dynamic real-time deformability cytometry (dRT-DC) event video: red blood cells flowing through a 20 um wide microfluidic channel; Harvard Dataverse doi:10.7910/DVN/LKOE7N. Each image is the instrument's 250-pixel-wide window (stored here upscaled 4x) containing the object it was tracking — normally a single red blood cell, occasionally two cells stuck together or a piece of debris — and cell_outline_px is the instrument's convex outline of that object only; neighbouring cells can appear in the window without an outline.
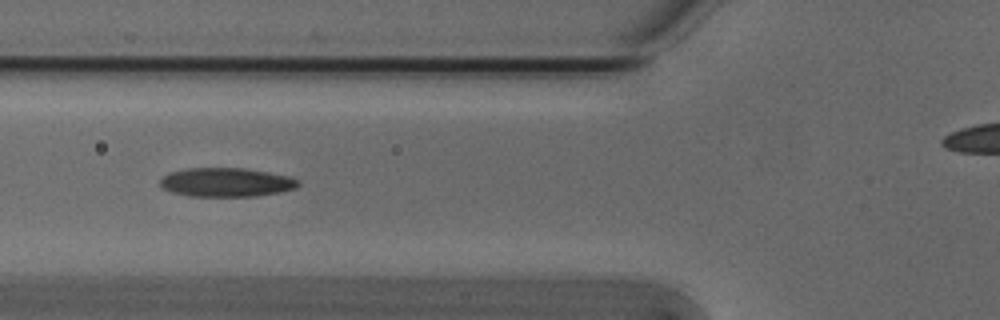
{"species": "Egyptian fruit bat (a non-hibernating species)", "species_latin": "Rousettus aegyptiacus", "temperature_condition": "cold", "stored_images_in_passage": 40, "camera_frame_rate_fps": 3000, "um_per_image_px": 0.085, "animal": {"sex": "male"}, "frame": {"image": 1, "passage_image": 12, "time_ms": 3.667, "image_size_px": [1000, 320], "cell_outline_px": [[300, 184], [296, 188], [280, 192], [256, 196], [188, 196], [172, 192], [160, 188], [160, 180], [164, 176], [172, 172], [184, 168], [244, 168], [292, 176], [300, 180]], "centroid_in_image_um": [19.26, 15.49], "position_along_channel_um": 106.5, "area_um2": 23.47}}
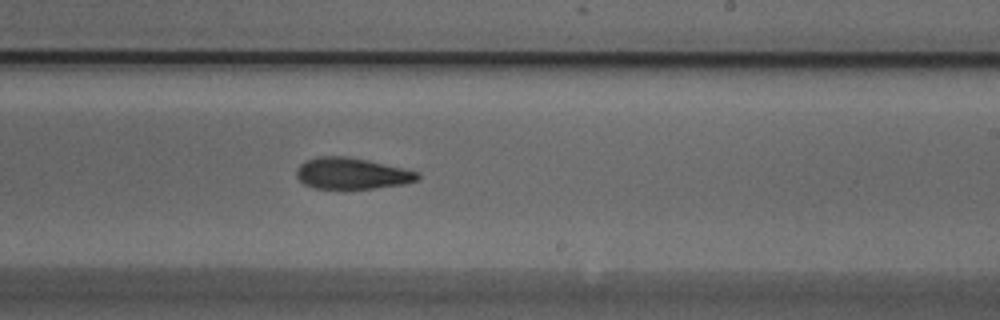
{"frame": {"image": 2, "passage_image": 24, "time_ms": 7.667, "image_size_px": [1000, 320], "cell_outline_px": [[420, 176], [416, 180], [404, 184], [376, 188], [312, 188], [304, 184], [296, 176], [296, 168], [304, 160], [316, 156], [344, 156], [364, 160], [420, 172]], "centroid_in_image_um": [29.84, 14.74], "position_along_channel_um": 259.2, "area_um2": 21.91}}
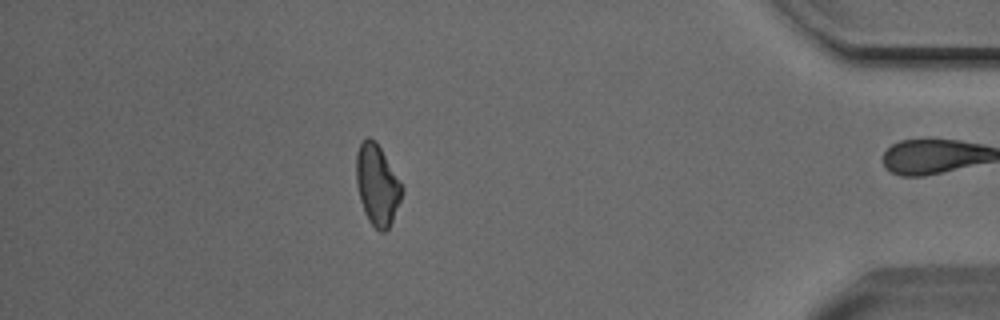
{"frame": {"image": 3, "passage_image": 39, "time_ms": 12.667, "image_size_px": [1000, 320], "cell_outline_px": [[404, 192], [392, 220], [388, 228], [384, 232], [380, 232], [368, 220], [364, 212], [360, 200], [356, 184], [356, 152], [360, 144], [368, 136], [376, 140], [404, 188]], "centroid_in_image_um": [32.05, 15.7], "position_along_channel_um": 403.1, "area_um2": 21.5}, "authors_computed_cell_mechanics": {"area_um2": 22.831, "velocity_mm_per_s": 3.8142, "shape_relaxation_time_tau1_ms": 5.1318, "shape_relaxation_time_tau2_ms": 5.5416, "deformation_change_tau1": 0.1374, "deformation_change_tau2": 0.13}}